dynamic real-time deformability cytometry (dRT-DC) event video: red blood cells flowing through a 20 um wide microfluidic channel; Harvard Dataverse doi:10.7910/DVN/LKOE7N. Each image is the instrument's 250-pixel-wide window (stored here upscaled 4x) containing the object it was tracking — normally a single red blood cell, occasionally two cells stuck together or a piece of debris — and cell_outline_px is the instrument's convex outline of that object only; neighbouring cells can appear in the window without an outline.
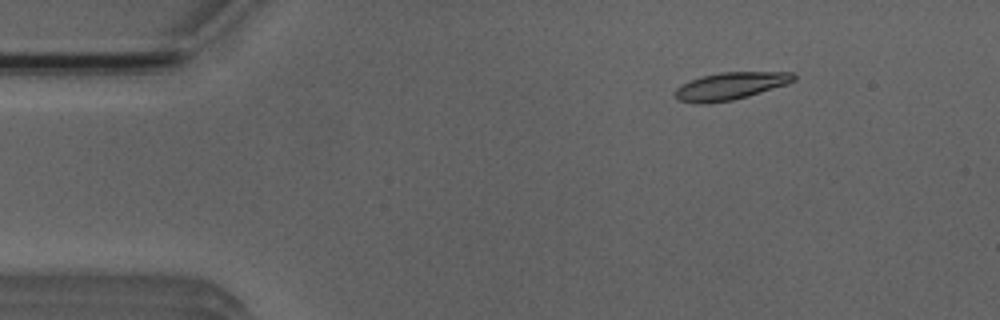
{"species": "Egyptian fruit bat (a non-hibernating species)", "species_latin": "Rousettus aegyptiacus", "temperature_condition": "room temperature", "stored_images_in_passage": 3, "camera_frame_rate_fps": 3000, "um_per_image_px": 0.085, "animal": {"sex": "male"}, "frame": {"image": 1, "passage_image": 1, "time_ms": 0.0, "image_size_px": [1000, 320], "cell_outline_px": [[796, 80], [748, 96], [732, 100], [708, 104], [700, 104], [680, 100], [672, 92], [680, 84], [700, 76], [720, 72], [792, 72], [796, 76]], "centroid_in_image_um": [62.02, 7.31], "position_along_channel_um": 23.0, "area_um2": 18.9}}